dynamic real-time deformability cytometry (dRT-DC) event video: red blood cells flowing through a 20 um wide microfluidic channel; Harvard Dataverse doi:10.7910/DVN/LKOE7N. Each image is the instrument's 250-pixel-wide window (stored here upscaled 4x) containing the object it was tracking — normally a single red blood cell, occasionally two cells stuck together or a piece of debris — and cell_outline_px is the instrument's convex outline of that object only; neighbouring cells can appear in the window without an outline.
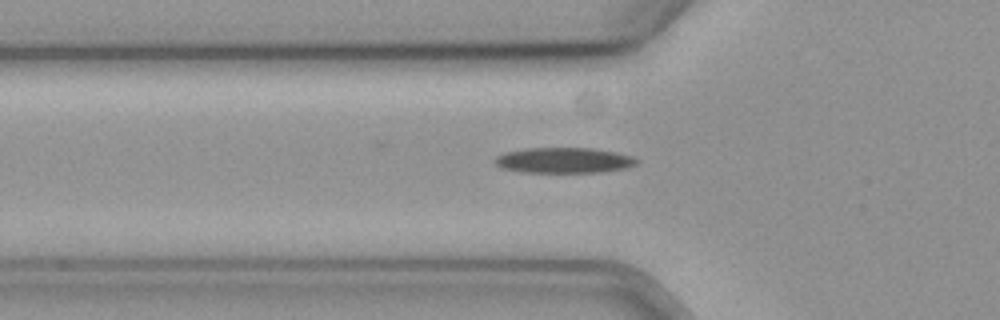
{"species": "common noctule bat (a hibernating species)", "species_latin": "Nyctalus noctula", "temperature_condition": "cold", "stored_images_in_passage": 38, "camera_frame_rate_fps": 3000, "um_per_image_px": 0.085, "animal": {"sex": "female", "body_mass_g": 19.3, "forearm_length_mm": 54.1}, "frame": {"image": 1, "passage_image": 7, "time_ms": 2.0, "image_size_px": [1000, 320], "cell_outline_px": [[640, 160], [636, 164], [624, 168], [600, 172], [520, 172], [500, 168], [496, 164], [496, 156], [504, 152], [528, 148], [592, 148], [616, 152], [632, 156]], "centroid_in_image_um": [47.92, 13.62], "position_along_channel_um": 77.9, "area_um2": 21.04}}
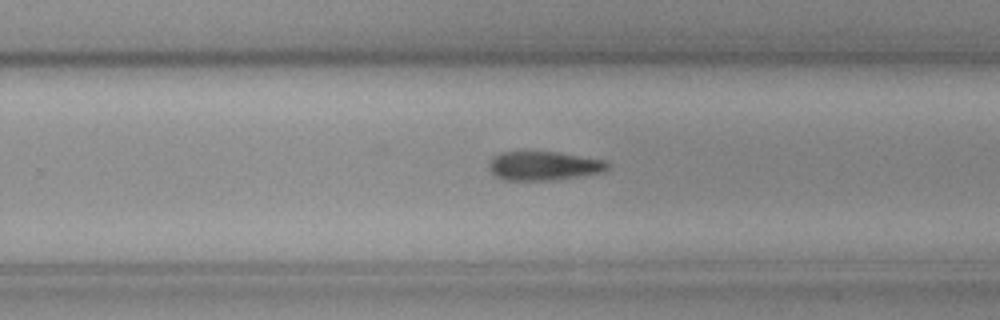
{"frame": {"image": 2, "passage_image": 24, "time_ms": 7.667, "image_size_px": [1000, 320], "cell_outline_px": [[612, 164], [604, 172], [556, 180], [504, 180], [496, 176], [488, 168], [488, 164], [492, 156], [500, 152], [556, 152], [604, 160]], "centroid_in_image_um": [46.22, 14.1], "position_along_channel_um": 283.6, "area_um2": 20.11}}
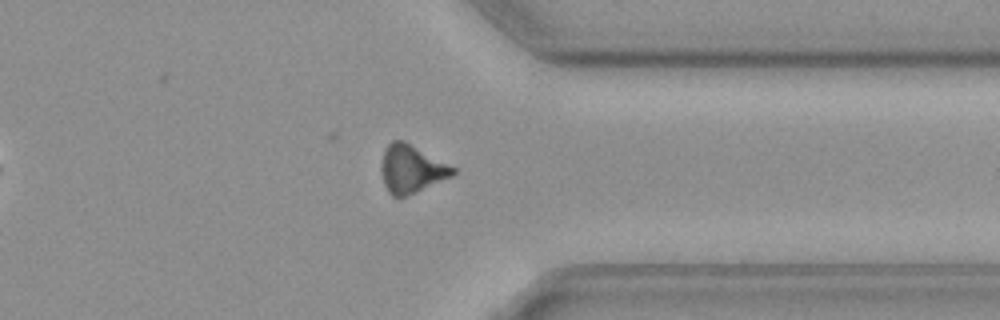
{"frame": {"image": 3, "passage_image": 32, "time_ms": 10.333, "image_size_px": [1000, 320], "cell_outline_px": [[456, 172], [452, 176], [416, 192], [404, 196], [392, 196], [388, 192], [384, 184], [380, 172], [380, 164], [384, 148], [392, 140], [404, 140], [456, 168]], "centroid_in_image_um": [34.93, 14.34], "position_along_channel_um": 376.5, "area_um2": 20.06}, "authors_computed_cell_mechanics": {"area_um2": 20.7791, "velocity_mm_per_s": 3.6288, "shape_relaxation_time_tau1_ms": 3.6117, "shape_relaxation_time_tau2_ms": null, "deformation_change_tau1": 0.1134, "deformation_change_tau2": null}}